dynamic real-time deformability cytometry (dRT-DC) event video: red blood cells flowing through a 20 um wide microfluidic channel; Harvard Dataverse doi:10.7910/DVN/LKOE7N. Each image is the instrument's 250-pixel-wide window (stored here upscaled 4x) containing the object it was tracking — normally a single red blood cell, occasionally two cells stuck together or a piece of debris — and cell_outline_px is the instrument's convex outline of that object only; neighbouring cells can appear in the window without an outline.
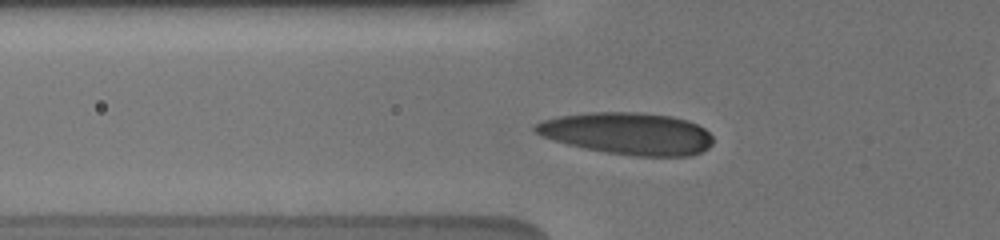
{"species": "human", "species_latin": "Homo sapiens", "temperature_condition": "cold", "stored_images_in_passage": 26, "camera_frame_rate_fps": 3000, "um_per_image_px": 0.085, "donor": {"sex": "male"}, "frame": {"image": 1, "passage_image": 19, "time_ms": 4.333, "image_size_px": [1000, 240], "cell_outline_px": [[712, 144], [708, 148], [700, 152], [688, 156], [636, 156], [608, 152], [568, 144], [540, 136], [532, 128], [536, 124], [544, 120], [560, 116], [588, 112], [636, 112], [672, 116], [688, 120], [704, 128], [712, 136]], "centroid_in_image_um": [53.37, 11.34], "position_along_channel_um": 72.4, "area_um2": 43.23}}
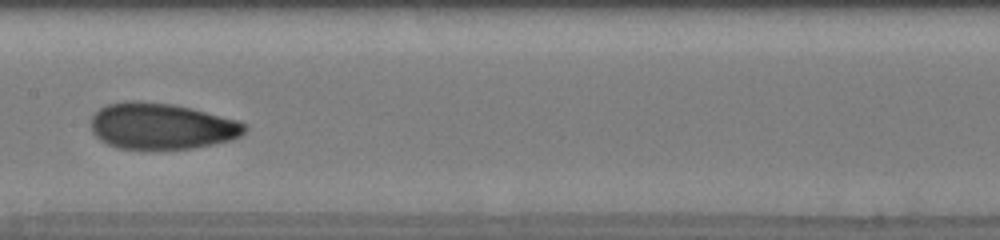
{"frame": {"image": 2, "passage_image": 26, "time_ms": 7.667, "image_size_px": [1000, 240], "cell_outline_px": [[248, 128], [240, 136], [228, 140], [212, 144], [192, 148], [148, 152], [116, 148], [100, 140], [92, 132], [92, 116], [100, 108], [108, 104], [124, 100], [136, 100], [172, 104], [192, 108], [240, 120]], "centroid_in_image_um": [13.71, 10.75], "position_along_channel_um": 193.7, "area_um2": 42.37}}